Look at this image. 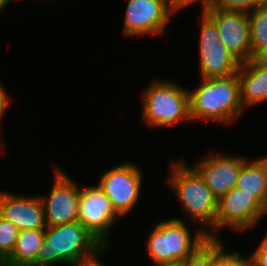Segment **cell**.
<instances>
[{"label": "cell", "mask_w": 267, "mask_h": 266, "mask_svg": "<svg viewBox=\"0 0 267 266\" xmlns=\"http://www.w3.org/2000/svg\"><path fill=\"white\" fill-rule=\"evenodd\" d=\"M106 249L78 220L46 227L45 239L36 253V266H80Z\"/></svg>", "instance_id": "cell-1"}, {"label": "cell", "mask_w": 267, "mask_h": 266, "mask_svg": "<svg viewBox=\"0 0 267 266\" xmlns=\"http://www.w3.org/2000/svg\"><path fill=\"white\" fill-rule=\"evenodd\" d=\"M188 92L190 118L193 121L230 124L244 112L238 73L222 78H202L201 84Z\"/></svg>", "instance_id": "cell-2"}, {"label": "cell", "mask_w": 267, "mask_h": 266, "mask_svg": "<svg viewBox=\"0 0 267 266\" xmlns=\"http://www.w3.org/2000/svg\"><path fill=\"white\" fill-rule=\"evenodd\" d=\"M171 164V173L166 183L174 189L187 218L207 227L204 229L208 237L215 238L218 199L194 167L186 165L184 160Z\"/></svg>", "instance_id": "cell-3"}, {"label": "cell", "mask_w": 267, "mask_h": 266, "mask_svg": "<svg viewBox=\"0 0 267 266\" xmlns=\"http://www.w3.org/2000/svg\"><path fill=\"white\" fill-rule=\"evenodd\" d=\"M141 119L150 127L191 121L188 89L171 80H155L142 94Z\"/></svg>", "instance_id": "cell-4"}, {"label": "cell", "mask_w": 267, "mask_h": 266, "mask_svg": "<svg viewBox=\"0 0 267 266\" xmlns=\"http://www.w3.org/2000/svg\"><path fill=\"white\" fill-rule=\"evenodd\" d=\"M186 224L180 218H169L153 228L146 242L153 264L180 263L209 238L203 226L192 237Z\"/></svg>", "instance_id": "cell-5"}, {"label": "cell", "mask_w": 267, "mask_h": 266, "mask_svg": "<svg viewBox=\"0 0 267 266\" xmlns=\"http://www.w3.org/2000/svg\"><path fill=\"white\" fill-rule=\"evenodd\" d=\"M142 173L136 163L127 161L109 168L99 177L98 186L120 217L131 212L140 200Z\"/></svg>", "instance_id": "cell-6"}, {"label": "cell", "mask_w": 267, "mask_h": 266, "mask_svg": "<svg viewBox=\"0 0 267 266\" xmlns=\"http://www.w3.org/2000/svg\"><path fill=\"white\" fill-rule=\"evenodd\" d=\"M199 58L201 79L222 78L237 73L241 62L221 43L215 22L204 12L201 14Z\"/></svg>", "instance_id": "cell-7"}, {"label": "cell", "mask_w": 267, "mask_h": 266, "mask_svg": "<svg viewBox=\"0 0 267 266\" xmlns=\"http://www.w3.org/2000/svg\"><path fill=\"white\" fill-rule=\"evenodd\" d=\"M265 213L267 208L257 198L234 187L218 199L215 238L224 227L236 232L253 228Z\"/></svg>", "instance_id": "cell-8"}, {"label": "cell", "mask_w": 267, "mask_h": 266, "mask_svg": "<svg viewBox=\"0 0 267 266\" xmlns=\"http://www.w3.org/2000/svg\"><path fill=\"white\" fill-rule=\"evenodd\" d=\"M119 217L98 185L80 188L77 220L107 249L110 228Z\"/></svg>", "instance_id": "cell-9"}, {"label": "cell", "mask_w": 267, "mask_h": 266, "mask_svg": "<svg viewBox=\"0 0 267 266\" xmlns=\"http://www.w3.org/2000/svg\"><path fill=\"white\" fill-rule=\"evenodd\" d=\"M175 13L165 0H128L123 33L126 37L163 33Z\"/></svg>", "instance_id": "cell-10"}, {"label": "cell", "mask_w": 267, "mask_h": 266, "mask_svg": "<svg viewBox=\"0 0 267 266\" xmlns=\"http://www.w3.org/2000/svg\"><path fill=\"white\" fill-rule=\"evenodd\" d=\"M54 183L47 196L40 195L47 227L77 220L80 186L57 166L53 171Z\"/></svg>", "instance_id": "cell-11"}, {"label": "cell", "mask_w": 267, "mask_h": 266, "mask_svg": "<svg viewBox=\"0 0 267 266\" xmlns=\"http://www.w3.org/2000/svg\"><path fill=\"white\" fill-rule=\"evenodd\" d=\"M204 12L215 22L222 44L241 63L252 59L250 22L247 13L223 11L213 6Z\"/></svg>", "instance_id": "cell-12"}, {"label": "cell", "mask_w": 267, "mask_h": 266, "mask_svg": "<svg viewBox=\"0 0 267 266\" xmlns=\"http://www.w3.org/2000/svg\"><path fill=\"white\" fill-rule=\"evenodd\" d=\"M247 159L241 155L210 153L195 163L194 168L219 199L236 186L240 171Z\"/></svg>", "instance_id": "cell-13"}, {"label": "cell", "mask_w": 267, "mask_h": 266, "mask_svg": "<svg viewBox=\"0 0 267 266\" xmlns=\"http://www.w3.org/2000/svg\"><path fill=\"white\" fill-rule=\"evenodd\" d=\"M0 215L19 230L46 229L40 196L17 195L0 191Z\"/></svg>", "instance_id": "cell-14"}, {"label": "cell", "mask_w": 267, "mask_h": 266, "mask_svg": "<svg viewBox=\"0 0 267 266\" xmlns=\"http://www.w3.org/2000/svg\"><path fill=\"white\" fill-rule=\"evenodd\" d=\"M240 100L243 109L267 100V66L256 64L252 59L241 63L238 70Z\"/></svg>", "instance_id": "cell-15"}, {"label": "cell", "mask_w": 267, "mask_h": 266, "mask_svg": "<svg viewBox=\"0 0 267 266\" xmlns=\"http://www.w3.org/2000/svg\"><path fill=\"white\" fill-rule=\"evenodd\" d=\"M235 187L252 194L267 208V156L246 160Z\"/></svg>", "instance_id": "cell-16"}, {"label": "cell", "mask_w": 267, "mask_h": 266, "mask_svg": "<svg viewBox=\"0 0 267 266\" xmlns=\"http://www.w3.org/2000/svg\"><path fill=\"white\" fill-rule=\"evenodd\" d=\"M46 229L20 230L12 253L0 266H36V253L45 239Z\"/></svg>", "instance_id": "cell-17"}, {"label": "cell", "mask_w": 267, "mask_h": 266, "mask_svg": "<svg viewBox=\"0 0 267 266\" xmlns=\"http://www.w3.org/2000/svg\"><path fill=\"white\" fill-rule=\"evenodd\" d=\"M250 22V42L252 54L267 45V5L261 6L248 14Z\"/></svg>", "instance_id": "cell-18"}, {"label": "cell", "mask_w": 267, "mask_h": 266, "mask_svg": "<svg viewBox=\"0 0 267 266\" xmlns=\"http://www.w3.org/2000/svg\"><path fill=\"white\" fill-rule=\"evenodd\" d=\"M213 266H254L252 257L244 258L239 252H227L220 238H214Z\"/></svg>", "instance_id": "cell-19"}, {"label": "cell", "mask_w": 267, "mask_h": 266, "mask_svg": "<svg viewBox=\"0 0 267 266\" xmlns=\"http://www.w3.org/2000/svg\"><path fill=\"white\" fill-rule=\"evenodd\" d=\"M19 229L0 215V264L12 253Z\"/></svg>", "instance_id": "cell-20"}, {"label": "cell", "mask_w": 267, "mask_h": 266, "mask_svg": "<svg viewBox=\"0 0 267 266\" xmlns=\"http://www.w3.org/2000/svg\"><path fill=\"white\" fill-rule=\"evenodd\" d=\"M214 261V238H208L198 247L180 266H213Z\"/></svg>", "instance_id": "cell-21"}, {"label": "cell", "mask_w": 267, "mask_h": 266, "mask_svg": "<svg viewBox=\"0 0 267 266\" xmlns=\"http://www.w3.org/2000/svg\"><path fill=\"white\" fill-rule=\"evenodd\" d=\"M267 0H214L213 7L223 11L244 12L249 14L255 9L266 6Z\"/></svg>", "instance_id": "cell-22"}, {"label": "cell", "mask_w": 267, "mask_h": 266, "mask_svg": "<svg viewBox=\"0 0 267 266\" xmlns=\"http://www.w3.org/2000/svg\"><path fill=\"white\" fill-rule=\"evenodd\" d=\"M251 254L254 266H267V233Z\"/></svg>", "instance_id": "cell-23"}, {"label": "cell", "mask_w": 267, "mask_h": 266, "mask_svg": "<svg viewBox=\"0 0 267 266\" xmlns=\"http://www.w3.org/2000/svg\"><path fill=\"white\" fill-rule=\"evenodd\" d=\"M199 1H202V11L210 8L214 3V0H173L172 9L177 13L179 10L186 8L189 5H194Z\"/></svg>", "instance_id": "cell-24"}, {"label": "cell", "mask_w": 267, "mask_h": 266, "mask_svg": "<svg viewBox=\"0 0 267 266\" xmlns=\"http://www.w3.org/2000/svg\"><path fill=\"white\" fill-rule=\"evenodd\" d=\"M8 92L5 91V88L0 83V127H1V119L6 112V110H10V96L7 94ZM1 129V128H0Z\"/></svg>", "instance_id": "cell-25"}, {"label": "cell", "mask_w": 267, "mask_h": 266, "mask_svg": "<svg viewBox=\"0 0 267 266\" xmlns=\"http://www.w3.org/2000/svg\"><path fill=\"white\" fill-rule=\"evenodd\" d=\"M256 64L267 66V45L260 47L252 57Z\"/></svg>", "instance_id": "cell-26"}, {"label": "cell", "mask_w": 267, "mask_h": 266, "mask_svg": "<svg viewBox=\"0 0 267 266\" xmlns=\"http://www.w3.org/2000/svg\"><path fill=\"white\" fill-rule=\"evenodd\" d=\"M102 255H103V253L100 256H98V257H96V258H94L92 260H89L87 262L82 263L80 266H105V264L103 262H101V258L100 257Z\"/></svg>", "instance_id": "cell-27"}, {"label": "cell", "mask_w": 267, "mask_h": 266, "mask_svg": "<svg viewBox=\"0 0 267 266\" xmlns=\"http://www.w3.org/2000/svg\"><path fill=\"white\" fill-rule=\"evenodd\" d=\"M11 1H13V0H0V11L5 9L6 5H8V3Z\"/></svg>", "instance_id": "cell-28"}, {"label": "cell", "mask_w": 267, "mask_h": 266, "mask_svg": "<svg viewBox=\"0 0 267 266\" xmlns=\"http://www.w3.org/2000/svg\"><path fill=\"white\" fill-rule=\"evenodd\" d=\"M154 266H180V263L154 264Z\"/></svg>", "instance_id": "cell-29"}, {"label": "cell", "mask_w": 267, "mask_h": 266, "mask_svg": "<svg viewBox=\"0 0 267 266\" xmlns=\"http://www.w3.org/2000/svg\"><path fill=\"white\" fill-rule=\"evenodd\" d=\"M165 1H167L171 5V7H172V1L173 0H165Z\"/></svg>", "instance_id": "cell-30"}]
</instances>
